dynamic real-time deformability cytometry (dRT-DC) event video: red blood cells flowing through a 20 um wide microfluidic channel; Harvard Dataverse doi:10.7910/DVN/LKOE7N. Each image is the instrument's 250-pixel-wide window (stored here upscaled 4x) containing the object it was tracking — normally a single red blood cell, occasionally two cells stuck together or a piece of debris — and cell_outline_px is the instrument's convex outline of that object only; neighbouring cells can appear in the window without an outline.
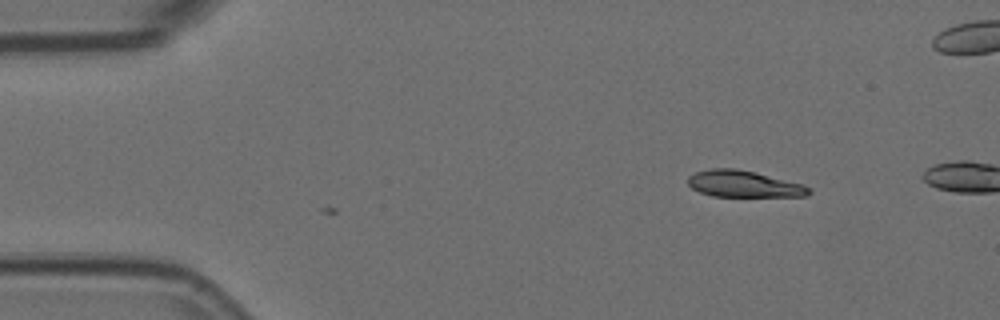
{"species": "Egyptian fruit bat (a non-hibernating species)", "species_latin": "Rousettus aegyptiacus", "temperature_condition": "room temperature", "stored_images_in_passage": 2, "camera_frame_rate_fps": 3000, "um_per_image_px": 0.085, "animal": {"sex": "female"}, "frame": {"image": 1, "passage_image": 2, "time_ms": 0.333, "image_size_px": [1000, 320], "cell_outline_px": [[812, 192], [808, 196], [712, 196], [700, 192], [692, 188], [688, 184], [688, 176], [696, 172], [712, 168], [736, 168], [756, 172], [804, 184], [812, 188]], "centroid_in_image_um": [63.26, 15.63], "position_along_channel_um": 21.7, "area_um2": 18.84}}